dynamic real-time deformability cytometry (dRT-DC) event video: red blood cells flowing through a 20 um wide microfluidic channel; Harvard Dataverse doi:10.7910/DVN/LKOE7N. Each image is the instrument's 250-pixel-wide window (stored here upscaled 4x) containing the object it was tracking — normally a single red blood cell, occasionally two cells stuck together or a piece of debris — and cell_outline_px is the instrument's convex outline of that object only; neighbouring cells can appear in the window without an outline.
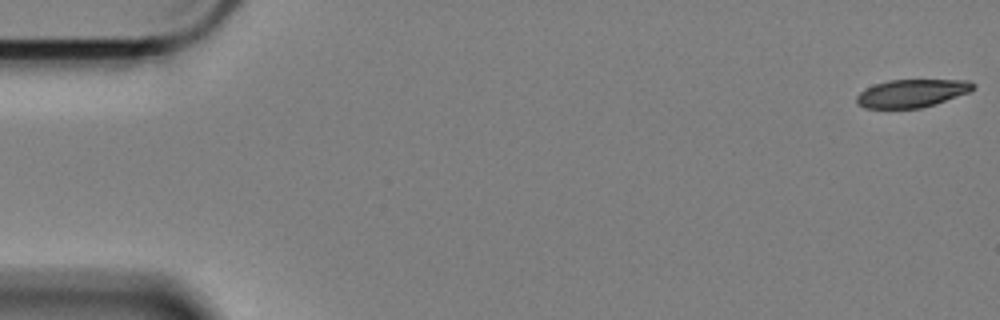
{"species": "Egyptian fruit bat (a non-hibernating species)", "species_latin": "Rousettus aegyptiacus", "temperature_condition": "cold", "stored_images_in_passage": 6, "camera_frame_rate_fps": 3000, "um_per_image_px": 0.085, "animal": {"sex": "female"}, "frame": {"image": 1, "passage_image": 1, "time_ms": 0.0, "image_size_px": [1000, 320], "cell_outline_px": [[976, 88], [968, 92], [936, 104], [920, 108], [864, 108], [856, 104], [856, 96], [860, 92], [876, 84], [888, 80], [972, 80], [976, 84]], "centroid_in_image_um": [77.53, 7.93], "position_along_channel_um": 7.5, "area_um2": 19.02}}